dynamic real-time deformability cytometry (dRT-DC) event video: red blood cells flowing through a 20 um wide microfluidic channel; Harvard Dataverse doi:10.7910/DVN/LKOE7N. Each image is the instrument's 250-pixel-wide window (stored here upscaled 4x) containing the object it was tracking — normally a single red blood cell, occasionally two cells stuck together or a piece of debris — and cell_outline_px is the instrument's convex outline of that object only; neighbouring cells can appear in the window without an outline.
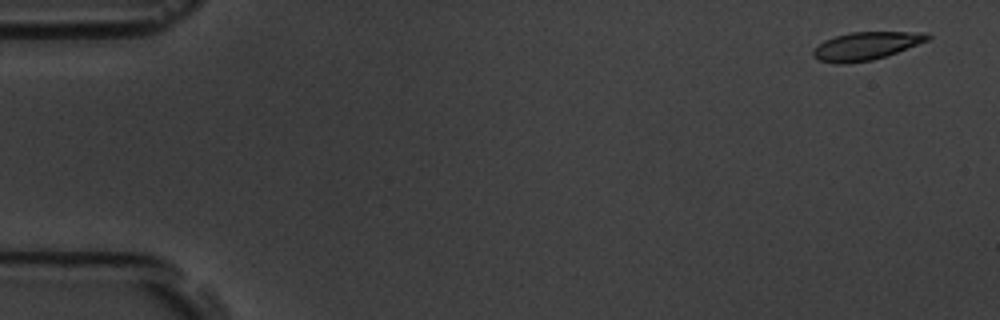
{"species": "common noctule bat (a hibernating species)", "species_latin": "Nyctalus noctula", "temperature_condition": "room temperature", "stored_images_in_passage": 5, "camera_frame_rate_fps": 3000, "um_per_image_px": 0.085, "animal": {"sex": "male", "body_mass_g": 19.5, "forearm_length_mm": 54.6}, "frame": {"image": 1, "passage_image": 1, "time_ms": 0.0, "image_size_px": [1000, 320], "cell_outline_px": [[932, 36], [928, 40], [896, 52], [872, 60], [840, 64], [836, 64], [820, 60], [812, 56], [812, 52], [824, 40], [836, 36], [852, 32], [924, 32]], "centroid_in_image_um": [73.6, 3.9], "position_along_channel_um": 11.4, "area_um2": 18.32}}
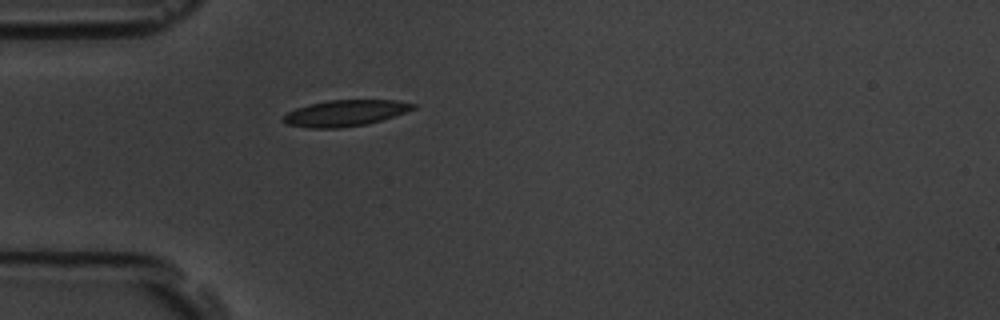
{"frame": {"image": 2, "passage_image": 5, "time_ms": 1.333, "image_size_px": [1000, 320], "cell_outline_px": [[416, 108], [380, 120], [364, 124], [340, 128], [308, 128], [288, 124], [284, 120], [284, 116], [288, 112], [296, 108], [308, 104], [328, 100], [396, 100], [416, 104]], "centroid_in_image_um": [29.33, 9.6], "position_along_channel_um": 55.7, "area_um2": 19.48}}